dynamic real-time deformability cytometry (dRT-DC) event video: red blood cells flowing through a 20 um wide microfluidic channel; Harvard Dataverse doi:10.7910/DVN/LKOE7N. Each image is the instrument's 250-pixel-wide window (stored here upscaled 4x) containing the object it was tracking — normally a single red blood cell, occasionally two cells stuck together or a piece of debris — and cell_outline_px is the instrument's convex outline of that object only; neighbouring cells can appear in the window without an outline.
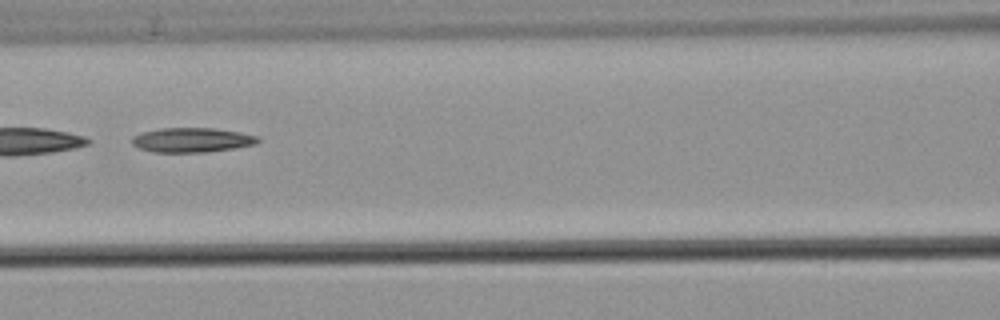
{"species": "common noctule bat (a hibernating species)", "species_latin": "Nyctalus noctula", "temperature_condition": "warm", "stored_images_in_passage": 11, "camera_frame_rate_fps": 3000, "um_per_image_px": 0.085, "animal": {"sex": "male", "body_mass_g": 21.5, "forearm_length_mm": 52.0}, "frame": {"image": 1, "passage_image": 8, "time_ms": 10.667, "image_size_px": [1000, 320], "cell_outline_px": [[260, 140], [256, 144], [208, 152], [152, 152], [140, 148], [132, 144], [132, 136], [144, 132], [160, 128], [212, 128], [240, 132], [260, 136]], "centroid_in_image_um": [16.33, 11.9], "position_along_channel_um": 150.3, "area_um2": 17.98}}